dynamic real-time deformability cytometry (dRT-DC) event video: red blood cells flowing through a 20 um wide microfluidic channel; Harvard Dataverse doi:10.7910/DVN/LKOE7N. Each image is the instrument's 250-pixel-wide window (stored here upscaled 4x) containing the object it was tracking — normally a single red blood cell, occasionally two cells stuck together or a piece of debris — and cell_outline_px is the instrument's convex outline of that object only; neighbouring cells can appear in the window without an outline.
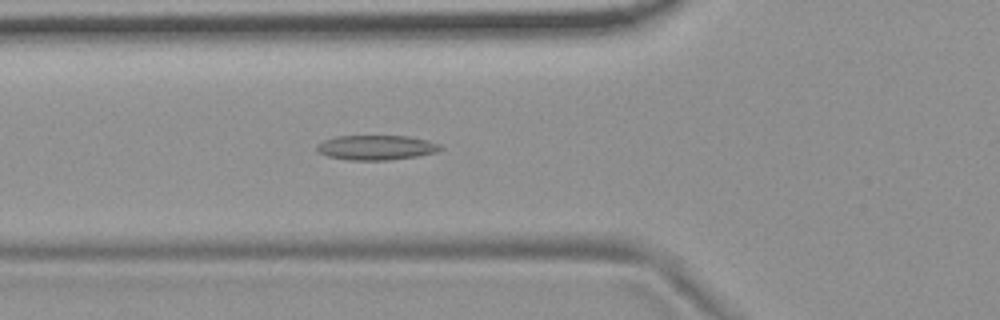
{"species": "common noctule bat (a hibernating species)", "species_latin": "Nyctalus noctula", "temperature_condition": "room temperature", "stored_images_in_passage": 54, "camera_frame_rate_fps": 3000, "um_per_image_px": 0.085, "animal": {"sex": "female", "body_mass_g": 19.9}, "frame": {"image": 1, "passage_image": 19, "time_ms": 6.0, "image_size_px": [1000, 320], "cell_outline_px": [[444, 148], [436, 152], [416, 156], [388, 160], [348, 160], [328, 156], [320, 152], [316, 148], [316, 144], [324, 140], [336, 136], [408, 136], [428, 140], [440, 144]], "centroid_in_image_um": [31.99, 12.53], "position_along_channel_um": 93.8, "area_um2": 17.8}}
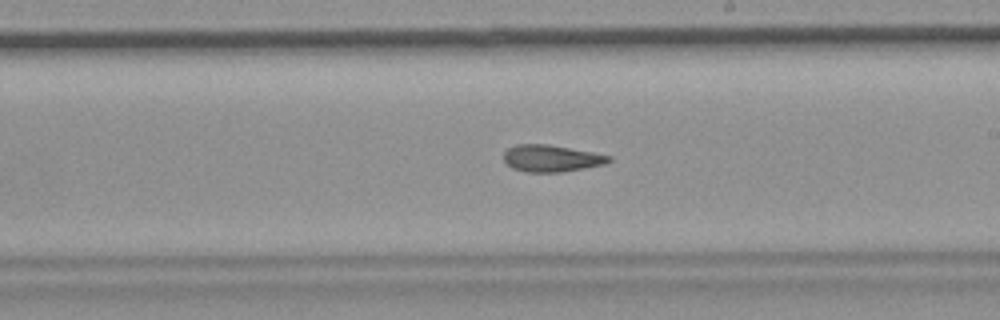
{"frame": {"image": 2, "passage_image": 31, "time_ms": 10.0, "image_size_px": [1000, 320], "cell_outline_px": [[612, 160], [604, 164], [584, 168], [560, 172], [524, 172], [512, 168], [504, 160], [504, 152], [508, 148], [516, 144], [544, 144], [592, 152], [612, 156]], "centroid_in_image_um": [46.85, 13.46], "position_along_channel_um": 242.2, "area_um2": 16.3}}
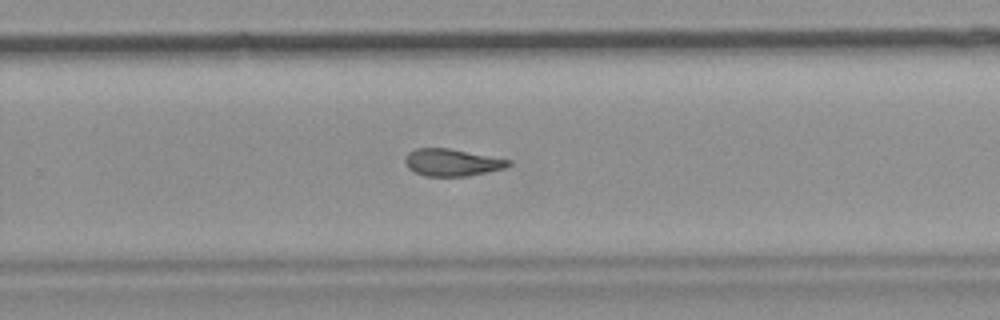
{"frame": {"image": 3, "passage_image": 35, "time_ms": 11.333, "image_size_px": [1000, 320], "cell_outline_px": [[512, 164], [504, 168], [468, 176], [424, 176], [408, 168], [404, 160], [404, 156], [408, 152], [416, 148], [448, 148], [512, 160]], "centroid_in_image_um": [38.4, 13.8], "position_along_channel_um": 291.4, "area_um2": 16.36}, "authors_computed_cell_mechanics": {"area_um2": 17.0799, "velocity_mm_per_s": 3.7008, "shape_relaxation_time_tau1_ms": null, "shape_relaxation_time_tau2_ms": 3.8036, "deformation_change_tau1": null, "deformation_change_tau2": 0.1121}}